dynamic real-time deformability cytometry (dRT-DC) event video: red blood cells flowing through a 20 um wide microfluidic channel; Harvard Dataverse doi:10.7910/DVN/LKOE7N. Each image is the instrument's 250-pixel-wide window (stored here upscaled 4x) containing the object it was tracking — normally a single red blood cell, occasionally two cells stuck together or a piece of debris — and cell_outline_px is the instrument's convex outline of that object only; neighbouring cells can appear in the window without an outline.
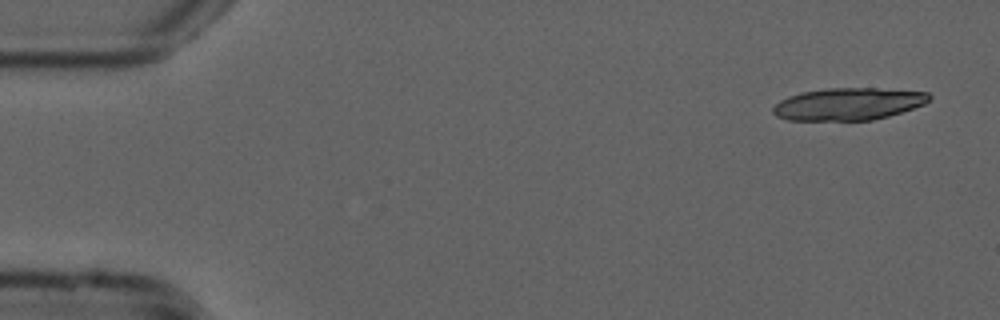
{"species": "common noctule bat (a hibernating species)", "species_latin": "Nyctalus noctula", "temperature_condition": "cold", "stored_images_in_passage": 16, "camera_frame_rate_fps": 3000, "um_per_image_px": 0.085, "animal": {"sex": "male", "forearm_length_mm": 52.5}, "frame": {"image": 1, "passage_image": 1, "time_ms": 0.0, "image_size_px": [1000, 320], "cell_outline_px": [[932, 96], [924, 104], [888, 116], [872, 120], [788, 120], [776, 116], [772, 112], [772, 108], [780, 100], [788, 96], [800, 92], [824, 88], [876, 88], [928, 92]], "centroid_in_image_um": [72.07, 8.83], "position_along_channel_um": 12.9, "area_um2": 29.36}}